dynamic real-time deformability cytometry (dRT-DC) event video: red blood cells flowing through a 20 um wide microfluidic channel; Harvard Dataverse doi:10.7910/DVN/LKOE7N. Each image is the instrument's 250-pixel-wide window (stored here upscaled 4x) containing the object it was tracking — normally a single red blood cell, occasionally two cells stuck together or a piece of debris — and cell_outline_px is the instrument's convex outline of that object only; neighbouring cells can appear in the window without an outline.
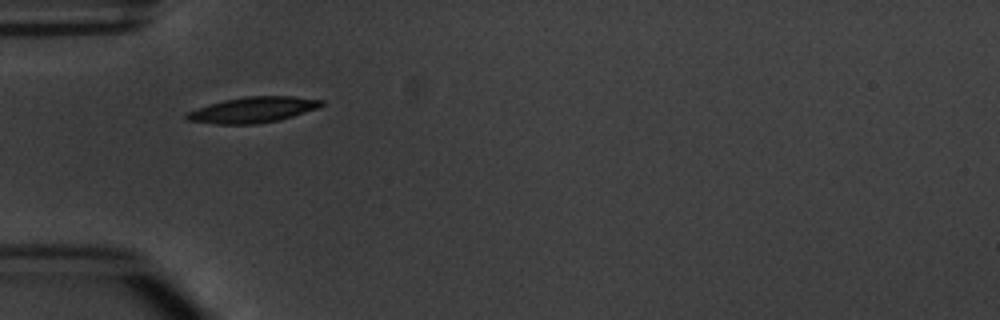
{"species": "common noctule bat (a hibernating species)", "species_latin": "Nyctalus noctula", "temperature_condition": "warm", "stored_images_in_passage": 5, "camera_frame_rate_fps": 3000, "um_per_image_px": 0.085, "animal": {"sex": "male", "body_mass_g": 20.1, "forearm_length_mm": 53.5}, "frame": {"image": 1, "passage_image": 1, "time_ms": 0.0, "image_size_px": [1000, 320], "cell_outline_px": [[324, 104], [316, 108], [280, 120], [256, 124], [216, 124], [188, 120], [184, 116], [188, 112], [224, 100], [244, 96], [292, 96], [324, 100]], "centroid_in_image_um": [21.53, 9.33], "position_along_channel_um": 63.5, "area_um2": 19.88}}
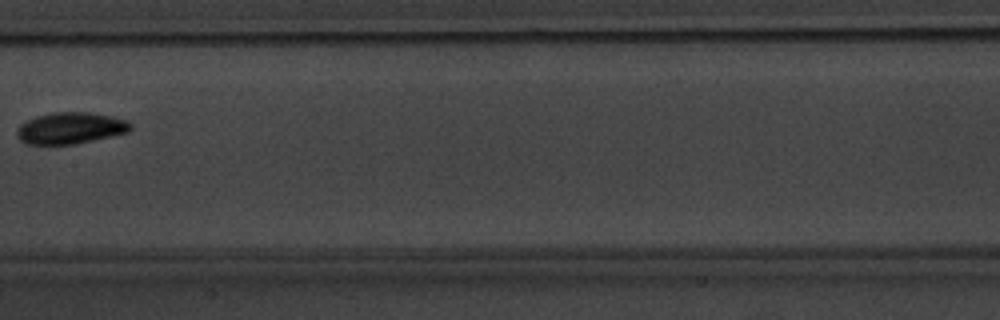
{"frame": {"image": 2, "passage_image": 4, "time_ms": 3.667, "image_size_px": [1000, 320], "cell_outline_px": [[132, 128], [128, 132], [92, 140], [72, 144], [24, 144], [16, 136], [16, 128], [20, 124], [36, 116], [52, 112], [88, 112], [112, 116], [128, 120], [132, 124]], "centroid_in_image_um": [5.97, 10.88], "position_along_channel_um": 201.4, "area_um2": 20.92}}
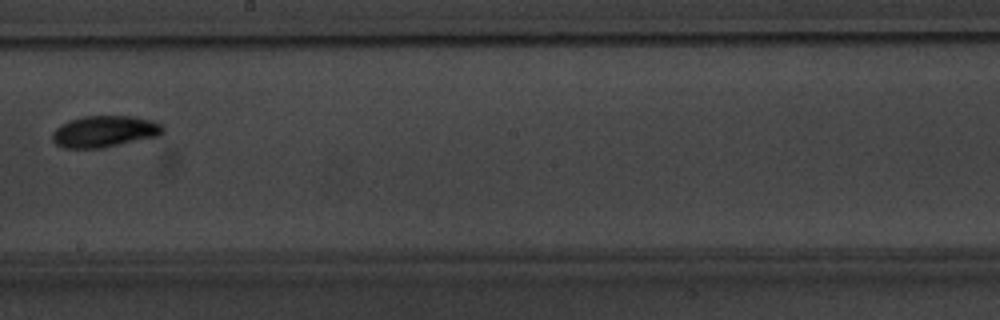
{"frame": {"image": 3, "passage_image": 5, "time_ms": 4.667, "image_size_px": [1000, 320], "cell_outline_px": [[164, 132], [160, 136], [104, 148], [64, 148], [56, 144], [52, 140], [52, 132], [60, 124], [68, 120], [84, 116], [136, 116], [152, 120], [164, 124]], "centroid_in_image_um": [8.92, 11.17], "position_along_channel_um": 239.3, "area_um2": 20.75}}